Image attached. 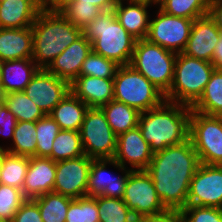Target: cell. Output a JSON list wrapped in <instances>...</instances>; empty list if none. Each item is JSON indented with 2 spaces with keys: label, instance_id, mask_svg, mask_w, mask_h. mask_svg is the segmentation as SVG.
Segmentation results:
<instances>
[{
  "label": "cell",
  "instance_id": "cell-37",
  "mask_svg": "<svg viewBox=\"0 0 222 222\" xmlns=\"http://www.w3.org/2000/svg\"><path fill=\"white\" fill-rule=\"evenodd\" d=\"M119 66L115 61L92 51L82 63L80 75L113 79Z\"/></svg>",
  "mask_w": 222,
  "mask_h": 222
},
{
  "label": "cell",
  "instance_id": "cell-48",
  "mask_svg": "<svg viewBox=\"0 0 222 222\" xmlns=\"http://www.w3.org/2000/svg\"><path fill=\"white\" fill-rule=\"evenodd\" d=\"M126 222H145V216H140L136 214L130 215Z\"/></svg>",
  "mask_w": 222,
  "mask_h": 222
},
{
  "label": "cell",
  "instance_id": "cell-3",
  "mask_svg": "<svg viewBox=\"0 0 222 222\" xmlns=\"http://www.w3.org/2000/svg\"><path fill=\"white\" fill-rule=\"evenodd\" d=\"M32 27V59L40 69H47L54 59L71 43L79 39L82 29L76 27L61 13L41 10Z\"/></svg>",
  "mask_w": 222,
  "mask_h": 222
},
{
  "label": "cell",
  "instance_id": "cell-54",
  "mask_svg": "<svg viewBox=\"0 0 222 222\" xmlns=\"http://www.w3.org/2000/svg\"><path fill=\"white\" fill-rule=\"evenodd\" d=\"M2 63L3 61L0 60V82H1V70H2Z\"/></svg>",
  "mask_w": 222,
  "mask_h": 222
},
{
  "label": "cell",
  "instance_id": "cell-47",
  "mask_svg": "<svg viewBox=\"0 0 222 222\" xmlns=\"http://www.w3.org/2000/svg\"><path fill=\"white\" fill-rule=\"evenodd\" d=\"M212 63L216 68H222V33L215 46V50L212 56Z\"/></svg>",
  "mask_w": 222,
  "mask_h": 222
},
{
  "label": "cell",
  "instance_id": "cell-27",
  "mask_svg": "<svg viewBox=\"0 0 222 222\" xmlns=\"http://www.w3.org/2000/svg\"><path fill=\"white\" fill-rule=\"evenodd\" d=\"M193 111L211 116H222V69L216 68L203 94L191 107Z\"/></svg>",
  "mask_w": 222,
  "mask_h": 222
},
{
  "label": "cell",
  "instance_id": "cell-21",
  "mask_svg": "<svg viewBox=\"0 0 222 222\" xmlns=\"http://www.w3.org/2000/svg\"><path fill=\"white\" fill-rule=\"evenodd\" d=\"M152 5L144 1L118 0L113 12L127 32L137 40H141L145 39L148 34L151 17L147 8Z\"/></svg>",
  "mask_w": 222,
  "mask_h": 222
},
{
  "label": "cell",
  "instance_id": "cell-16",
  "mask_svg": "<svg viewBox=\"0 0 222 222\" xmlns=\"http://www.w3.org/2000/svg\"><path fill=\"white\" fill-rule=\"evenodd\" d=\"M150 145L142 137L140 128L121 133L117 136V150L114 160L131 171L146 170L153 157ZM131 168L127 167V164Z\"/></svg>",
  "mask_w": 222,
  "mask_h": 222
},
{
  "label": "cell",
  "instance_id": "cell-17",
  "mask_svg": "<svg viewBox=\"0 0 222 222\" xmlns=\"http://www.w3.org/2000/svg\"><path fill=\"white\" fill-rule=\"evenodd\" d=\"M221 33L209 14L195 19L182 53L212 63V56Z\"/></svg>",
  "mask_w": 222,
  "mask_h": 222
},
{
  "label": "cell",
  "instance_id": "cell-32",
  "mask_svg": "<svg viewBox=\"0 0 222 222\" xmlns=\"http://www.w3.org/2000/svg\"><path fill=\"white\" fill-rule=\"evenodd\" d=\"M157 6L168 15L192 20L209 12L207 0H160Z\"/></svg>",
  "mask_w": 222,
  "mask_h": 222
},
{
  "label": "cell",
  "instance_id": "cell-25",
  "mask_svg": "<svg viewBox=\"0 0 222 222\" xmlns=\"http://www.w3.org/2000/svg\"><path fill=\"white\" fill-rule=\"evenodd\" d=\"M89 107L71 91L53 108L49 114L61 130H80Z\"/></svg>",
  "mask_w": 222,
  "mask_h": 222
},
{
  "label": "cell",
  "instance_id": "cell-12",
  "mask_svg": "<svg viewBox=\"0 0 222 222\" xmlns=\"http://www.w3.org/2000/svg\"><path fill=\"white\" fill-rule=\"evenodd\" d=\"M93 159L83 155L56 162L53 192L73 199L88 195V179Z\"/></svg>",
  "mask_w": 222,
  "mask_h": 222
},
{
  "label": "cell",
  "instance_id": "cell-53",
  "mask_svg": "<svg viewBox=\"0 0 222 222\" xmlns=\"http://www.w3.org/2000/svg\"><path fill=\"white\" fill-rule=\"evenodd\" d=\"M41 6L47 1V0H36Z\"/></svg>",
  "mask_w": 222,
  "mask_h": 222
},
{
  "label": "cell",
  "instance_id": "cell-11",
  "mask_svg": "<svg viewBox=\"0 0 222 222\" xmlns=\"http://www.w3.org/2000/svg\"><path fill=\"white\" fill-rule=\"evenodd\" d=\"M156 12V18L150 19L148 34L145 39L164 49L182 53L186 47L194 20L168 15L160 9Z\"/></svg>",
  "mask_w": 222,
  "mask_h": 222
},
{
  "label": "cell",
  "instance_id": "cell-50",
  "mask_svg": "<svg viewBox=\"0 0 222 222\" xmlns=\"http://www.w3.org/2000/svg\"><path fill=\"white\" fill-rule=\"evenodd\" d=\"M5 106L4 95L0 92V111Z\"/></svg>",
  "mask_w": 222,
  "mask_h": 222
},
{
  "label": "cell",
  "instance_id": "cell-19",
  "mask_svg": "<svg viewBox=\"0 0 222 222\" xmlns=\"http://www.w3.org/2000/svg\"><path fill=\"white\" fill-rule=\"evenodd\" d=\"M56 162L45 157H29V166L22 187L26 199H33L53 191Z\"/></svg>",
  "mask_w": 222,
  "mask_h": 222
},
{
  "label": "cell",
  "instance_id": "cell-33",
  "mask_svg": "<svg viewBox=\"0 0 222 222\" xmlns=\"http://www.w3.org/2000/svg\"><path fill=\"white\" fill-rule=\"evenodd\" d=\"M28 166L29 157L7 153L0 172V184L22 191Z\"/></svg>",
  "mask_w": 222,
  "mask_h": 222
},
{
  "label": "cell",
  "instance_id": "cell-22",
  "mask_svg": "<svg viewBox=\"0 0 222 222\" xmlns=\"http://www.w3.org/2000/svg\"><path fill=\"white\" fill-rule=\"evenodd\" d=\"M32 27L0 28V60L32 58Z\"/></svg>",
  "mask_w": 222,
  "mask_h": 222
},
{
  "label": "cell",
  "instance_id": "cell-18",
  "mask_svg": "<svg viewBox=\"0 0 222 222\" xmlns=\"http://www.w3.org/2000/svg\"><path fill=\"white\" fill-rule=\"evenodd\" d=\"M91 52L92 43L82 35L59 54L47 70L71 84L80 76L82 63Z\"/></svg>",
  "mask_w": 222,
  "mask_h": 222
},
{
  "label": "cell",
  "instance_id": "cell-40",
  "mask_svg": "<svg viewBox=\"0 0 222 222\" xmlns=\"http://www.w3.org/2000/svg\"><path fill=\"white\" fill-rule=\"evenodd\" d=\"M179 212L184 222H222V209L217 207L187 205Z\"/></svg>",
  "mask_w": 222,
  "mask_h": 222
},
{
  "label": "cell",
  "instance_id": "cell-7",
  "mask_svg": "<svg viewBox=\"0 0 222 222\" xmlns=\"http://www.w3.org/2000/svg\"><path fill=\"white\" fill-rule=\"evenodd\" d=\"M113 81V100L140 112L156 108L165 101V95L131 65L119 66Z\"/></svg>",
  "mask_w": 222,
  "mask_h": 222
},
{
  "label": "cell",
  "instance_id": "cell-28",
  "mask_svg": "<svg viewBox=\"0 0 222 222\" xmlns=\"http://www.w3.org/2000/svg\"><path fill=\"white\" fill-rule=\"evenodd\" d=\"M33 200L38 204L43 222H65L73 198L52 191Z\"/></svg>",
  "mask_w": 222,
  "mask_h": 222
},
{
  "label": "cell",
  "instance_id": "cell-1",
  "mask_svg": "<svg viewBox=\"0 0 222 222\" xmlns=\"http://www.w3.org/2000/svg\"><path fill=\"white\" fill-rule=\"evenodd\" d=\"M199 165L190 139L153 154L146 171L168 210L180 211L187 206L190 182Z\"/></svg>",
  "mask_w": 222,
  "mask_h": 222
},
{
  "label": "cell",
  "instance_id": "cell-2",
  "mask_svg": "<svg viewBox=\"0 0 222 222\" xmlns=\"http://www.w3.org/2000/svg\"><path fill=\"white\" fill-rule=\"evenodd\" d=\"M191 107L164 101L140 113L138 127L153 153L189 139Z\"/></svg>",
  "mask_w": 222,
  "mask_h": 222
},
{
  "label": "cell",
  "instance_id": "cell-29",
  "mask_svg": "<svg viewBox=\"0 0 222 222\" xmlns=\"http://www.w3.org/2000/svg\"><path fill=\"white\" fill-rule=\"evenodd\" d=\"M36 122L19 121L16 123L10 147L6 146L8 153L33 157L36 153Z\"/></svg>",
  "mask_w": 222,
  "mask_h": 222
},
{
  "label": "cell",
  "instance_id": "cell-14",
  "mask_svg": "<svg viewBox=\"0 0 222 222\" xmlns=\"http://www.w3.org/2000/svg\"><path fill=\"white\" fill-rule=\"evenodd\" d=\"M70 91V84L67 81L47 69H39L24 89V93L45 115H49Z\"/></svg>",
  "mask_w": 222,
  "mask_h": 222
},
{
  "label": "cell",
  "instance_id": "cell-24",
  "mask_svg": "<svg viewBox=\"0 0 222 222\" xmlns=\"http://www.w3.org/2000/svg\"><path fill=\"white\" fill-rule=\"evenodd\" d=\"M39 69L32 58L3 61L0 92L4 95L24 91Z\"/></svg>",
  "mask_w": 222,
  "mask_h": 222
},
{
  "label": "cell",
  "instance_id": "cell-44",
  "mask_svg": "<svg viewBox=\"0 0 222 222\" xmlns=\"http://www.w3.org/2000/svg\"><path fill=\"white\" fill-rule=\"evenodd\" d=\"M76 0H47L42 6L41 10L51 13H61L65 8Z\"/></svg>",
  "mask_w": 222,
  "mask_h": 222
},
{
  "label": "cell",
  "instance_id": "cell-51",
  "mask_svg": "<svg viewBox=\"0 0 222 222\" xmlns=\"http://www.w3.org/2000/svg\"><path fill=\"white\" fill-rule=\"evenodd\" d=\"M222 2V0H207L208 6Z\"/></svg>",
  "mask_w": 222,
  "mask_h": 222
},
{
  "label": "cell",
  "instance_id": "cell-36",
  "mask_svg": "<svg viewBox=\"0 0 222 222\" xmlns=\"http://www.w3.org/2000/svg\"><path fill=\"white\" fill-rule=\"evenodd\" d=\"M65 222H100L96 195L73 199Z\"/></svg>",
  "mask_w": 222,
  "mask_h": 222
},
{
  "label": "cell",
  "instance_id": "cell-26",
  "mask_svg": "<svg viewBox=\"0 0 222 222\" xmlns=\"http://www.w3.org/2000/svg\"><path fill=\"white\" fill-rule=\"evenodd\" d=\"M100 109L117 136L138 126L141 112L134 107L112 100Z\"/></svg>",
  "mask_w": 222,
  "mask_h": 222
},
{
  "label": "cell",
  "instance_id": "cell-52",
  "mask_svg": "<svg viewBox=\"0 0 222 222\" xmlns=\"http://www.w3.org/2000/svg\"><path fill=\"white\" fill-rule=\"evenodd\" d=\"M127 1H144V2L151 3V4L155 5V7H156V0H127Z\"/></svg>",
  "mask_w": 222,
  "mask_h": 222
},
{
  "label": "cell",
  "instance_id": "cell-30",
  "mask_svg": "<svg viewBox=\"0 0 222 222\" xmlns=\"http://www.w3.org/2000/svg\"><path fill=\"white\" fill-rule=\"evenodd\" d=\"M5 106L15 116L17 122H36L43 118V111L24 93V91L4 94Z\"/></svg>",
  "mask_w": 222,
  "mask_h": 222
},
{
  "label": "cell",
  "instance_id": "cell-38",
  "mask_svg": "<svg viewBox=\"0 0 222 222\" xmlns=\"http://www.w3.org/2000/svg\"><path fill=\"white\" fill-rule=\"evenodd\" d=\"M25 200L20 189L0 184V222H12L16 211Z\"/></svg>",
  "mask_w": 222,
  "mask_h": 222
},
{
  "label": "cell",
  "instance_id": "cell-31",
  "mask_svg": "<svg viewBox=\"0 0 222 222\" xmlns=\"http://www.w3.org/2000/svg\"><path fill=\"white\" fill-rule=\"evenodd\" d=\"M85 155L80 133L74 130H60L52 144L51 159L55 162Z\"/></svg>",
  "mask_w": 222,
  "mask_h": 222
},
{
  "label": "cell",
  "instance_id": "cell-41",
  "mask_svg": "<svg viewBox=\"0 0 222 222\" xmlns=\"http://www.w3.org/2000/svg\"><path fill=\"white\" fill-rule=\"evenodd\" d=\"M12 222H43L38 204L33 199H26L16 211Z\"/></svg>",
  "mask_w": 222,
  "mask_h": 222
},
{
  "label": "cell",
  "instance_id": "cell-43",
  "mask_svg": "<svg viewBox=\"0 0 222 222\" xmlns=\"http://www.w3.org/2000/svg\"><path fill=\"white\" fill-rule=\"evenodd\" d=\"M145 222H184L179 211L168 210L157 216H146Z\"/></svg>",
  "mask_w": 222,
  "mask_h": 222
},
{
  "label": "cell",
  "instance_id": "cell-34",
  "mask_svg": "<svg viewBox=\"0 0 222 222\" xmlns=\"http://www.w3.org/2000/svg\"><path fill=\"white\" fill-rule=\"evenodd\" d=\"M60 130V126L50 115L36 121V157L51 159L52 144Z\"/></svg>",
  "mask_w": 222,
  "mask_h": 222
},
{
  "label": "cell",
  "instance_id": "cell-13",
  "mask_svg": "<svg viewBox=\"0 0 222 222\" xmlns=\"http://www.w3.org/2000/svg\"><path fill=\"white\" fill-rule=\"evenodd\" d=\"M187 205L222 209V166L200 163L190 182Z\"/></svg>",
  "mask_w": 222,
  "mask_h": 222
},
{
  "label": "cell",
  "instance_id": "cell-45",
  "mask_svg": "<svg viewBox=\"0 0 222 222\" xmlns=\"http://www.w3.org/2000/svg\"><path fill=\"white\" fill-rule=\"evenodd\" d=\"M118 0H76L75 2H81L86 4H93L103 11H113Z\"/></svg>",
  "mask_w": 222,
  "mask_h": 222
},
{
  "label": "cell",
  "instance_id": "cell-23",
  "mask_svg": "<svg viewBox=\"0 0 222 222\" xmlns=\"http://www.w3.org/2000/svg\"><path fill=\"white\" fill-rule=\"evenodd\" d=\"M41 11L36 0H3L0 2V28L31 27Z\"/></svg>",
  "mask_w": 222,
  "mask_h": 222
},
{
  "label": "cell",
  "instance_id": "cell-46",
  "mask_svg": "<svg viewBox=\"0 0 222 222\" xmlns=\"http://www.w3.org/2000/svg\"><path fill=\"white\" fill-rule=\"evenodd\" d=\"M208 14L215 21L216 26L222 31V2L211 5Z\"/></svg>",
  "mask_w": 222,
  "mask_h": 222
},
{
  "label": "cell",
  "instance_id": "cell-35",
  "mask_svg": "<svg viewBox=\"0 0 222 222\" xmlns=\"http://www.w3.org/2000/svg\"><path fill=\"white\" fill-rule=\"evenodd\" d=\"M100 222H126L132 215L125 202L120 198L96 195Z\"/></svg>",
  "mask_w": 222,
  "mask_h": 222
},
{
  "label": "cell",
  "instance_id": "cell-9",
  "mask_svg": "<svg viewBox=\"0 0 222 222\" xmlns=\"http://www.w3.org/2000/svg\"><path fill=\"white\" fill-rule=\"evenodd\" d=\"M84 154L91 159H113L117 135L109 126L100 108L87 110L79 130Z\"/></svg>",
  "mask_w": 222,
  "mask_h": 222
},
{
  "label": "cell",
  "instance_id": "cell-8",
  "mask_svg": "<svg viewBox=\"0 0 222 222\" xmlns=\"http://www.w3.org/2000/svg\"><path fill=\"white\" fill-rule=\"evenodd\" d=\"M189 139L200 163L222 166V116H211L191 109Z\"/></svg>",
  "mask_w": 222,
  "mask_h": 222
},
{
  "label": "cell",
  "instance_id": "cell-15",
  "mask_svg": "<svg viewBox=\"0 0 222 222\" xmlns=\"http://www.w3.org/2000/svg\"><path fill=\"white\" fill-rule=\"evenodd\" d=\"M107 165L118 169L122 175L106 170ZM128 168L120 166L114 159H93L88 179V196L123 198L127 183Z\"/></svg>",
  "mask_w": 222,
  "mask_h": 222
},
{
  "label": "cell",
  "instance_id": "cell-10",
  "mask_svg": "<svg viewBox=\"0 0 222 222\" xmlns=\"http://www.w3.org/2000/svg\"><path fill=\"white\" fill-rule=\"evenodd\" d=\"M122 200L132 214L140 216H157L168 211L146 170L129 171Z\"/></svg>",
  "mask_w": 222,
  "mask_h": 222
},
{
  "label": "cell",
  "instance_id": "cell-49",
  "mask_svg": "<svg viewBox=\"0 0 222 222\" xmlns=\"http://www.w3.org/2000/svg\"><path fill=\"white\" fill-rule=\"evenodd\" d=\"M7 153H8L7 148L5 146L3 147L2 145H0V172L2 169L4 157Z\"/></svg>",
  "mask_w": 222,
  "mask_h": 222
},
{
  "label": "cell",
  "instance_id": "cell-6",
  "mask_svg": "<svg viewBox=\"0 0 222 222\" xmlns=\"http://www.w3.org/2000/svg\"><path fill=\"white\" fill-rule=\"evenodd\" d=\"M177 53L148 41L137 40L130 65L164 95L171 87Z\"/></svg>",
  "mask_w": 222,
  "mask_h": 222
},
{
  "label": "cell",
  "instance_id": "cell-39",
  "mask_svg": "<svg viewBox=\"0 0 222 222\" xmlns=\"http://www.w3.org/2000/svg\"><path fill=\"white\" fill-rule=\"evenodd\" d=\"M102 12L104 11L101 8L93 4L73 2L61 14L76 27L83 29Z\"/></svg>",
  "mask_w": 222,
  "mask_h": 222
},
{
  "label": "cell",
  "instance_id": "cell-5",
  "mask_svg": "<svg viewBox=\"0 0 222 222\" xmlns=\"http://www.w3.org/2000/svg\"><path fill=\"white\" fill-rule=\"evenodd\" d=\"M215 69L211 62L177 53L173 81L165 100L192 107L203 94Z\"/></svg>",
  "mask_w": 222,
  "mask_h": 222
},
{
  "label": "cell",
  "instance_id": "cell-42",
  "mask_svg": "<svg viewBox=\"0 0 222 222\" xmlns=\"http://www.w3.org/2000/svg\"><path fill=\"white\" fill-rule=\"evenodd\" d=\"M16 123L15 116L4 106L0 111V135L8 139L10 137L12 141Z\"/></svg>",
  "mask_w": 222,
  "mask_h": 222
},
{
  "label": "cell",
  "instance_id": "cell-20",
  "mask_svg": "<svg viewBox=\"0 0 222 222\" xmlns=\"http://www.w3.org/2000/svg\"><path fill=\"white\" fill-rule=\"evenodd\" d=\"M113 79L88 75L78 76L71 84V92L90 108H100L114 99Z\"/></svg>",
  "mask_w": 222,
  "mask_h": 222
},
{
  "label": "cell",
  "instance_id": "cell-4",
  "mask_svg": "<svg viewBox=\"0 0 222 222\" xmlns=\"http://www.w3.org/2000/svg\"><path fill=\"white\" fill-rule=\"evenodd\" d=\"M92 43V51L115 61L130 65L137 39L119 23L113 11H104L82 29Z\"/></svg>",
  "mask_w": 222,
  "mask_h": 222
}]
</instances>
